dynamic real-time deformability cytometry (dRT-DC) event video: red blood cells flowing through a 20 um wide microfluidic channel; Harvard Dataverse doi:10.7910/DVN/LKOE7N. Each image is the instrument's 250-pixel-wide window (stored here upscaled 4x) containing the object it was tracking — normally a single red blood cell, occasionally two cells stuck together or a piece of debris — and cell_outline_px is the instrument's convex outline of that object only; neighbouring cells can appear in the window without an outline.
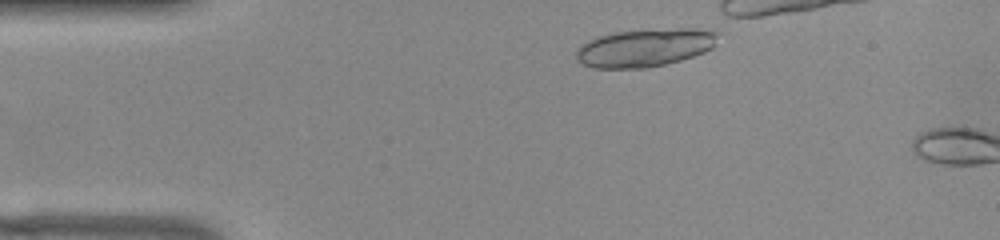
{"species": "common noctule bat (a hibernating species)", "species_latin": "Nyctalus noctula", "temperature_condition": "warm", "stored_images_in_passage": 3, "camera_frame_rate_fps": 3000, "um_per_image_px": 0.085, "animal": {"sex": "female", "body_mass_g": 22.0, "forearm_length_mm": 56.7}, "frame": {"image": 1, "passage_image": 1, "time_ms": 0.0, "image_size_px": [1000, 240], "cell_outline_px": [[720, 32], [712, 48], [704, 52], [680, 60], [664, 64], [644, 68], [592, 68], [576, 60], [576, 52], [580, 44], [596, 36], [616, 32], [676, 28], [712, 28]], "centroid_in_image_um": [54.83, 4.04], "position_along_channel_um": 30.2, "area_um2": 31.62}}